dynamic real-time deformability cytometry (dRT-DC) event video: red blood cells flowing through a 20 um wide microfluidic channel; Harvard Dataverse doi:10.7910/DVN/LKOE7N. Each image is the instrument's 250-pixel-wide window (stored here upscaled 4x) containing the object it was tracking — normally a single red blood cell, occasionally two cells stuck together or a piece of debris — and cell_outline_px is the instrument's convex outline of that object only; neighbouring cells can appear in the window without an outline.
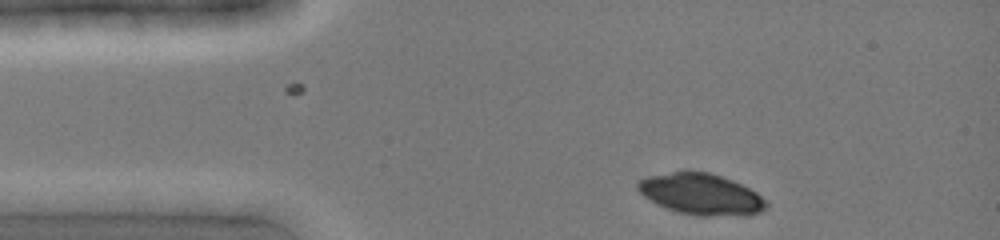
{"species": "common noctule bat (a hibernating species)", "species_latin": "Nyctalus noctula", "temperature_condition": "cold", "stored_images_in_passage": 8, "camera_frame_rate_fps": 3000, "um_per_image_px": 0.085, "animal": {"sex": "female", "body_mass_g": 19.0, "forearm_length_mm": 51.5}, "frame": {"image": 1, "passage_image": 1, "time_ms": 0.0, "image_size_px": [1000, 240], "cell_outline_px": [[768, 208], [760, 212], [744, 216], [696, 216], [676, 212], [656, 204], [644, 196], [636, 188], [636, 184], [640, 180], [648, 176], [688, 168], [708, 172], [732, 180], [756, 192], [768, 204]], "centroid_in_image_um": [59.57, 16.5], "position_along_channel_um": 25.4, "area_um2": 31.44}}